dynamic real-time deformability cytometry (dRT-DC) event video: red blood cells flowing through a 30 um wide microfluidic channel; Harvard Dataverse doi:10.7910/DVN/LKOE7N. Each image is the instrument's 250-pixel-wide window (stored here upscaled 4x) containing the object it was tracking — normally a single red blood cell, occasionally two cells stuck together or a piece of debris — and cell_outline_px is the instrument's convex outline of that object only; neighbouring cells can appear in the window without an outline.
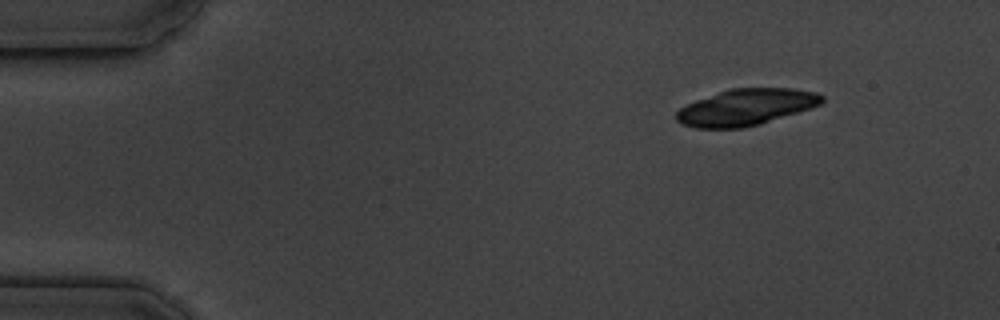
{"species": "common noctule bat (a hibernating species)", "species_latin": "Nyctalus noctula", "temperature_condition": "cold", "stored_images_in_passage": 5, "camera_frame_rate_fps": 3000, "um_per_image_px": 0.085, "animal": {"sex": "male", "body_mass_g": 19.5, "forearm_length_mm": 54.6}, "frame": {"image": 1, "passage_image": 1, "time_ms": 0.0, "image_size_px": [1000, 320], "cell_outline_px": [[824, 100], [820, 104], [812, 108], [760, 124], [740, 128], [696, 128], [680, 124], [676, 120], [676, 112], [680, 108], [696, 100], [728, 88], [792, 88], [816, 92], [824, 96]], "centroid_in_image_um": [63.41, 9.11], "position_along_channel_um": 21.6, "area_um2": 30.98}}